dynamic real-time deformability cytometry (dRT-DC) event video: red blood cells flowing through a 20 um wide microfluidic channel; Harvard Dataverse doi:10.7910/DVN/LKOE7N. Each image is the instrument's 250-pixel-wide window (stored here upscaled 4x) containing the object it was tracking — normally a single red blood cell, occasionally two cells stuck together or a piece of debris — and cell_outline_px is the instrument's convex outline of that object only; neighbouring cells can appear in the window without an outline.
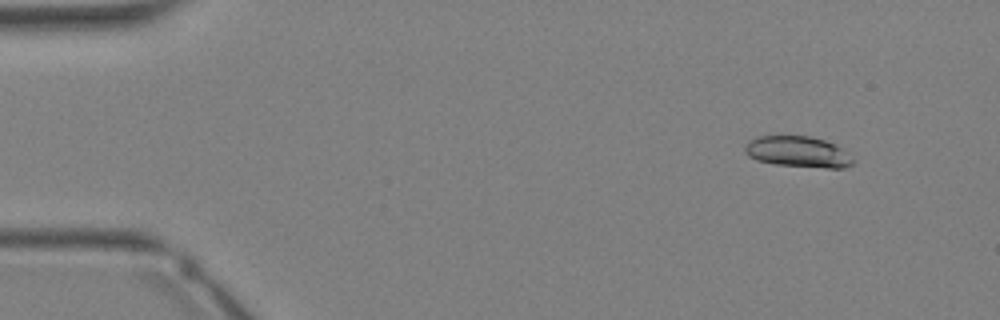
{"species": "Egyptian fruit bat (a non-hibernating species)", "species_latin": "Rousettus aegyptiacus", "temperature_condition": "warm", "stored_images_in_passage": 34, "camera_frame_rate_fps": 3000, "um_per_image_px": 0.085, "animal": {"sex": "female"}, "frame": {"image": 1, "passage_image": 4, "time_ms": 1.0, "image_size_px": [1000, 320], "cell_outline_px": [[856, 160], [852, 164], [844, 168], [828, 168], [776, 164], [756, 160], [748, 156], [744, 152], [744, 144], [748, 140], [756, 136], [808, 136], [824, 140], [840, 148]], "centroid_in_image_um": [67.77, 12.9], "position_along_channel_um": 17.2, "area_um2": 19.48}}
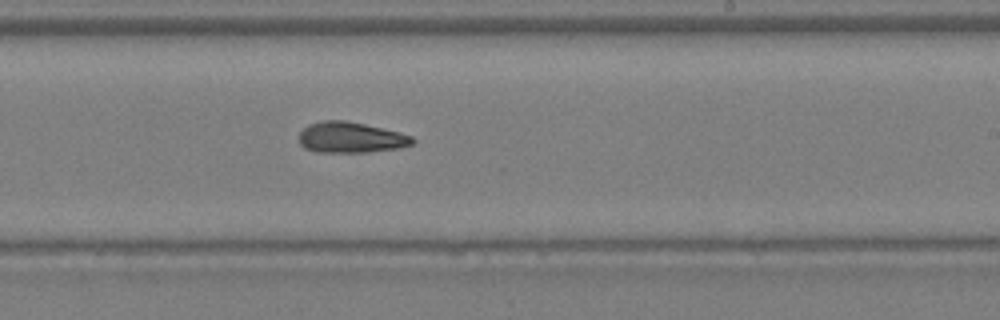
{"frame": {"image": 2, "passage_image": 21, "time_ms": 6.667, "image_size_px": [1000, 320], "cell_outline_px": [[416, 140], [412, 144], [400, 148], [368, 152], [316, 152], [304, 148], [300, 144], [296, 136], [308, 124], [324, 120], [344, 120], [364, 124], [400, 132], [412, 136]], "centroid_in_image_um": [29.79, 11.69], "position_along_channel_um": 259.2, "area_um2": 20.58}}
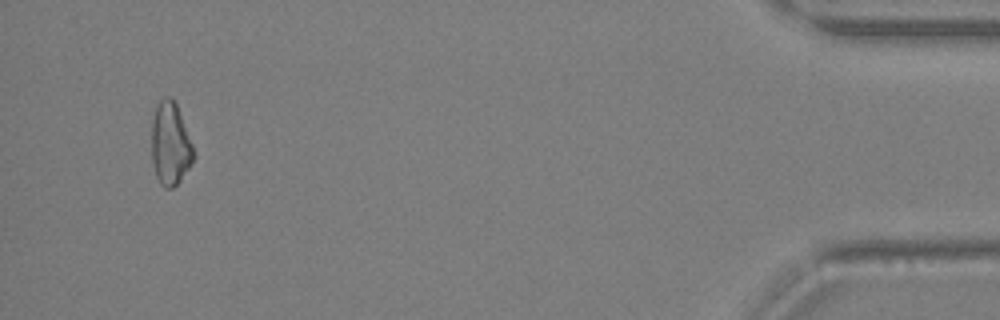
{"frame": {"image": 3, "passage_image": 33, "time_ms": 10.667, "image_size_px": [1000, 320], "cell_outline_px": [[196, 156], [180, 180], [172, 188], [164, 188], [160, 184], [156, 176], [152, 164], [152, 120], [156, 104], [164, 96], [168, 96], [176, 104], [192, 144]], "centroid_in_image_um": [14.46, 12.24], "position_along_channel_um": 420.7, "area_um2": 20.17}}